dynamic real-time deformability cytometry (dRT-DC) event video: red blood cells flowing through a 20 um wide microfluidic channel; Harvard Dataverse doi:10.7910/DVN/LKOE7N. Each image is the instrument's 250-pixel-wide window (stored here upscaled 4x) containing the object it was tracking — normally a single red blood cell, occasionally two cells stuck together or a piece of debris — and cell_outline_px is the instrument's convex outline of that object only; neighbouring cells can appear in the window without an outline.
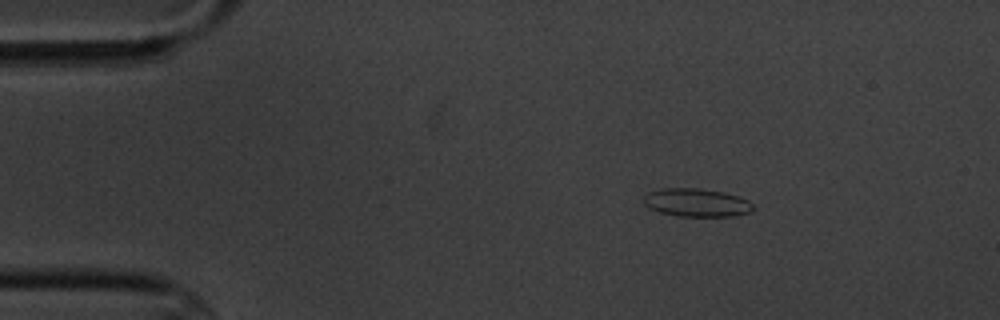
{"species": "common noctule bat (a hibernating species)", "species_latin": "Nyctalus noctula", "temperature_condition": "cold", "stored_images_in_passage": 4, "camera_frame_rate_fps": 3000, "um_per_image_px": 0.085, "animal": {"sex": "male", "body_mass_g": 20.1, "forearm_length_mm": 53.5}, "frame": {"image": 1, "passage_image": 1, "time_ms": 0.0, "image_size_px": [1000, 320], "cell_outline_px": [[752, 212], [732, 216], [676, 216], [660, 212], [648, 208], [644, 204], [644, 196], [648, 192], [664, 188], [700, 188], [724, 192], [748, 200], [752, 204]], "centroid_in_image_um": [59.18, 17.22], "position_along_channel_um": 25.8, "area_um2": 17.98}}
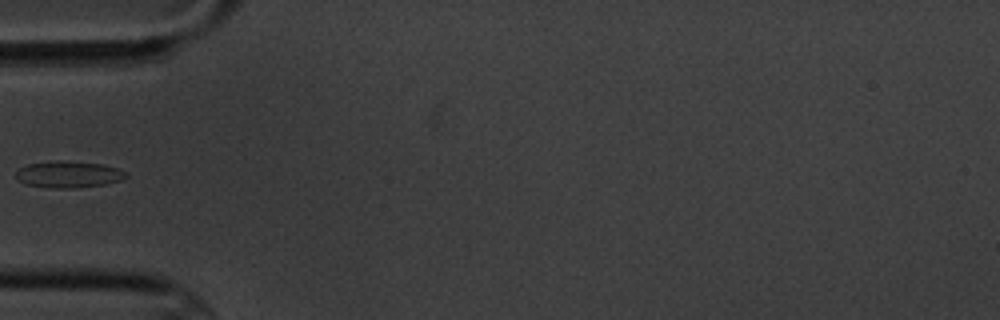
{"frame": {"image": 2, "passage_image": 4, "time_ms": 3.333, "image_size_px": [1000, 320], "cell_outline_px": [[128, 176], [124, 180], [104, 184], [80, 188], [48, 188], [24, 184], [16, 176], [16, 172], [20, 168], [28, 164], [52, 160], [60, 160], [104, 164], [120, 168]], "centroid_in_image_um": [5.86, 14.82], "position_along_channel_um": 79.1, "area_um2": 17.34}}